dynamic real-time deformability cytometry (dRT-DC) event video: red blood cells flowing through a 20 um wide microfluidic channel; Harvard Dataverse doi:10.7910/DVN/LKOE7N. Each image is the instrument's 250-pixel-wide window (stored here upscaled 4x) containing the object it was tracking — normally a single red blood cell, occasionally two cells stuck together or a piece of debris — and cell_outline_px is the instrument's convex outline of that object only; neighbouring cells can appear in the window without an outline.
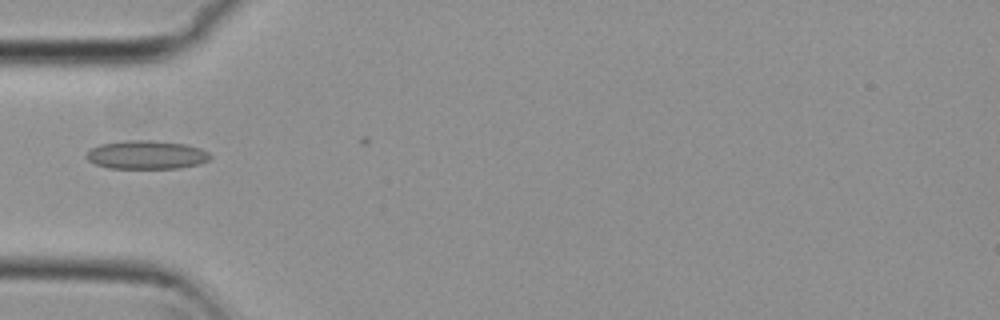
{"species": "common noctule bat (a hibernating species)", "species_latin": "Nyctalus noctula", "temperature_condition": "cold", "stored_images_in_passage": 1, "camera_frame_rate_fps": 3000, "um_per_image_px": 0.085, "animal": {"sex": "female", "body_mass_g": 29.2, "forearm_length_mm": 56.3}, "frame": {"image": 1, "passage_image": 1, "time_ms": 0.0, "image_size_px": [1000, 320], "cell_outline_px": [[212, 156], [208, 160], [196, 164], [180, 168], [108, 168], [96, 164], [88, 160], [84, 156], [92, 148], [100, 144], [124, 140], [152, 140], [184, 144], [200, 148], [208, 152]], "centroid_in_image_um": [12.43, 13.15], "position_along_channel_um": 72.6, "area_um2": 20.52}}